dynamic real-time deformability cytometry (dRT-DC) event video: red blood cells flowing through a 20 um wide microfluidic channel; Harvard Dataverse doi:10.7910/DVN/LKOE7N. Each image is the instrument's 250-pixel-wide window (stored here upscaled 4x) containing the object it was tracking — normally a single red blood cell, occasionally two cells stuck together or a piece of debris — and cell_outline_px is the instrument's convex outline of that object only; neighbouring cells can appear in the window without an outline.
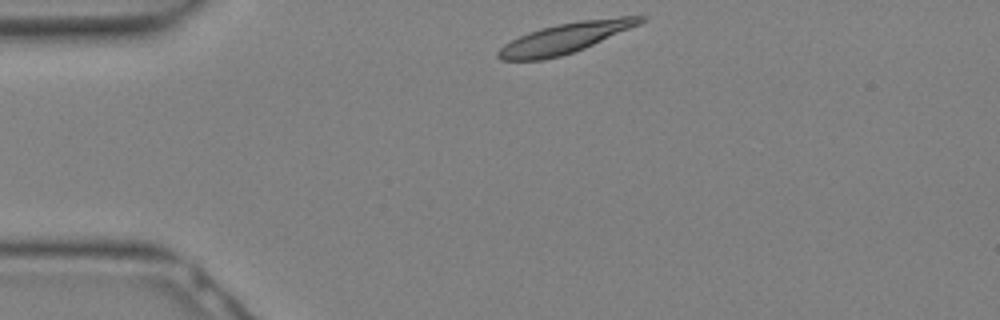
{"species": "Egyptian fruit bat (a non-hibernating species)", "species_latin": "Rousettus aegyptiacus", "temperature_condition": "warm", "stored_images_in_passage": 11, "camera_frame_rate_fps": 3000, "um_per_image_px": 0.085, "animal": {"sex": "female"}, "frame": {"image": 1, "passage_image": 1, "time_ms": 0.0, "image_size_px": [1000, 320], "cell_outline_px": [[648, 16], [640, 24], [584, 48], [560, 56], [540, 60], [500, 60], [496, 56], [496, 52], [504, 44], [528, 32], [540, 28], [556, 24], [580, 20], [620, 16]], "centroid_in_image_um": [48.03, 3.22], "position_along_channel_um": 37.0, "area_um2": 24.91}}
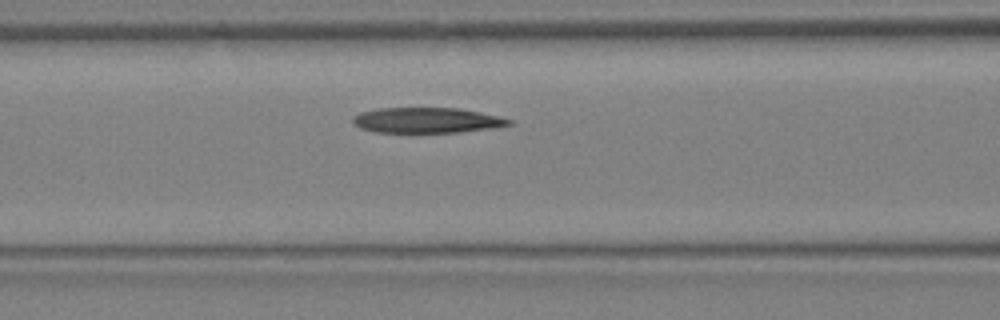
{"frame": {"image": 2, "passage_image": 7, "time_ms": 2.0, "image_size_px": [1000, 320], "cell_outline_px": [[512, 124], [488, 128], [460, 132], [376, 132], [360, 128], [352, 120], [352, 116], [360, 112], [376, 108], [460, 108], [500, 116], [512, 120]], "centroid_in_image_um": [36.25, 10.21], "position_along_channel_um": 130.3, "area_um2": 23.0}}
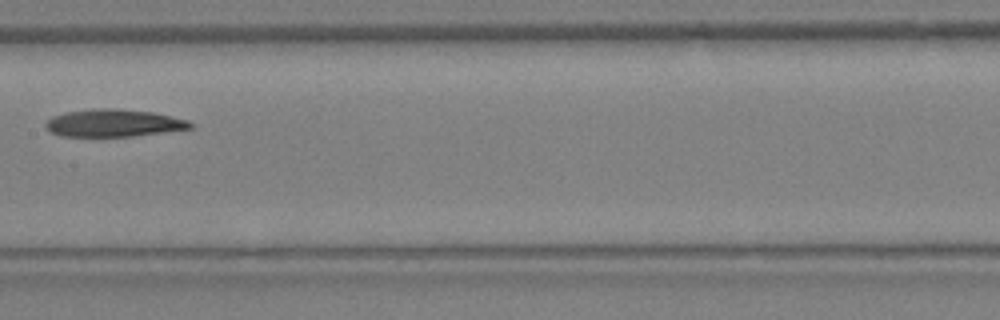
{"frame": {"image": 3, "passage_image": 10, "time_ms": 3.0, "image_size_px": [1000, 320], "cell_outline_px": [[192, 128], [132, 136], [60, 136], [52, 132], [44, 124], [52, 116], [68, 112], [100, 108], [116, 108], [152, 112], [188, 120], [192, 124]], "centroid_in_image_um": [9.65, 10.45], "position_along_channel_um": 197.7, "area_um2": 22.77}}